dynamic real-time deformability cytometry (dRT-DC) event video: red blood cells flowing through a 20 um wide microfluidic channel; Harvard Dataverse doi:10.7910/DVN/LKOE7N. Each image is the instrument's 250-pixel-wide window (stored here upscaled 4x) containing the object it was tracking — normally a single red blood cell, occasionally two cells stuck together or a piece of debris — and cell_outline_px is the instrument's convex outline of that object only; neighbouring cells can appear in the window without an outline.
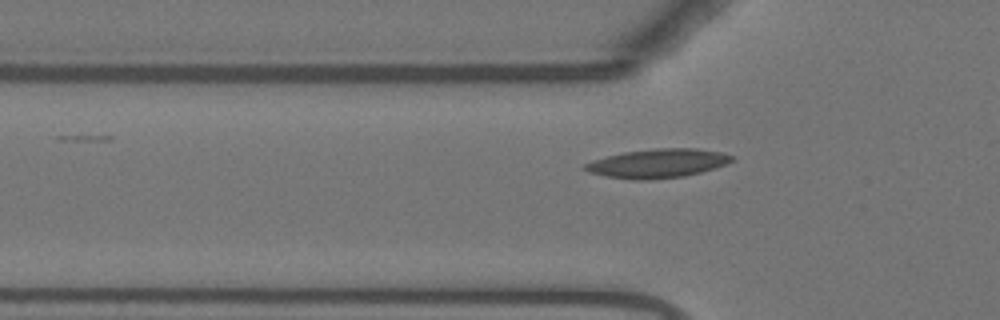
{"species": "Egyptian fruit bat (a non-hibernating species)", "species_latin": "Rousettus aegyptiacus", "temperature_condition": "warm", "stored_images_in_passage": 34, "camera_frame_rate_fps": 3000, "um_per_image_px": 0.085, "animal": {"sex": "female"}, "frame": {"image": 1, "passage_image": 4, "time_ms": 1.0, "image_size_px": [1000, 320], "cell_outline_px": [[736, 160], [716, 168], [684, 176], [648, 180], [636, 180], [608, 176], [588, 172], [580, 168], [584, 164], [592, 160], [624, 152], [656, 148], [696, 148], [720, 152], [732, 156]], "centroid_in_image_um": [55.9, 13.88], "position_along_channel_um": 69.9, "area_um2": 24.74}}
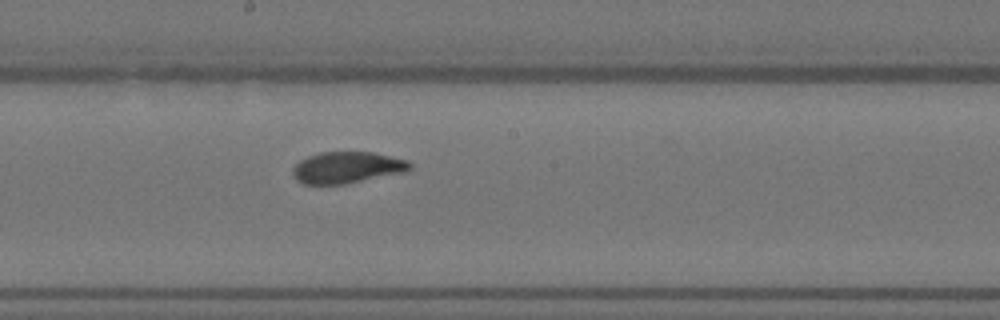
{"frame": {"image": 2, "passage_image": 16, "time_ms": 5.0, "image_size_px": [1000, 320], "cell_outline_px": [[412, 168], [400, 172], [344, 184], [304, 184], [296, 180], [292, 172], [292, 168], [300, 160], [308, 156], [320, 152], [372, 152], [408, 160], [412, 164]], "centroid_in_image_um": [29.45, 14.23], "position_along_channel_um": 218.7, "area_um2": 21.21}}
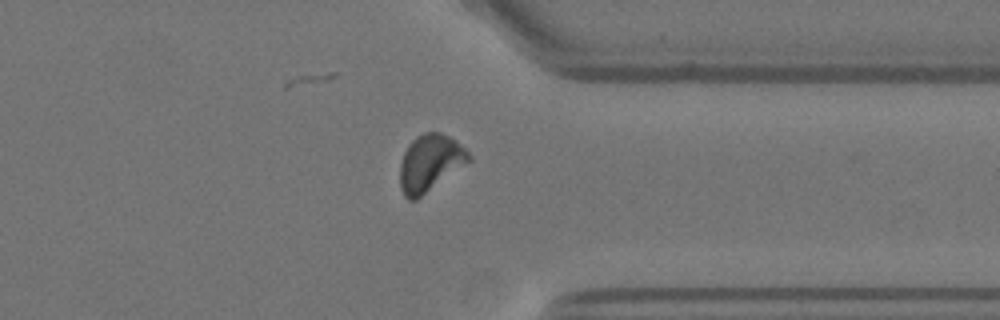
{"frame": {"image": 3, "passage_image": 29, "time_ms": 9.333, "image_size_px": [1000, 320], "cell_outline_px": [[472, 160], [416, 200], [408, 200], [404, 196], [400, 188], [400, 164], [404, 152], [408, 144], [416, 136], [424, 132], [440, 132], [456, 140], [472, 156]], "centroid_in_image_um": [36.55, 13.85], "position_along_channel_um": 374.9, "area_um2": 22.89}}